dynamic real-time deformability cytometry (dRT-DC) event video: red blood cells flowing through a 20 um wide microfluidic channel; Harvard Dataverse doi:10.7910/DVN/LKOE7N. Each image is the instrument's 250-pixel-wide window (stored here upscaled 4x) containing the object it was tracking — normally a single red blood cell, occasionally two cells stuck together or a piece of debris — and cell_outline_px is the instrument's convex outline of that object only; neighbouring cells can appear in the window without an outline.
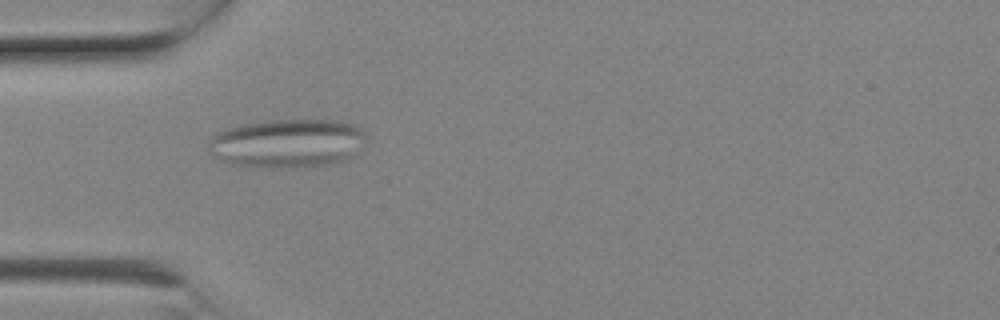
{"species": "Egyptian fruit bat (a non-hibernating species)", "species_latin": "Rousettus aegyptiacus", "temperature_condition": "room temperature", "stored_images_in_passage": 7, "camera_frame_rate_fps": 3000, "um_per_image_px": 0.085, "animal": {"sex": "female"}, "frame": {"image": 1, "passage_image": 6, "time_ms": 1.667, "image_size_px": [1000, 320], "cell_outline_px": [[364, 144], [360, 152], [356, 156], [344, 160], [328, 164], [268, 168], [232, 164], [216, 160], [212, 156], [208, 148], [208, 144], [212, 136], [216, 132], [240, 124], [268, 120], [336, 120], [356, 124], [364, 132]], "centroid_in_image_um": [24.42, 12.17], "position_along_channel_um": 60.6, "area_um2": 45.2}}